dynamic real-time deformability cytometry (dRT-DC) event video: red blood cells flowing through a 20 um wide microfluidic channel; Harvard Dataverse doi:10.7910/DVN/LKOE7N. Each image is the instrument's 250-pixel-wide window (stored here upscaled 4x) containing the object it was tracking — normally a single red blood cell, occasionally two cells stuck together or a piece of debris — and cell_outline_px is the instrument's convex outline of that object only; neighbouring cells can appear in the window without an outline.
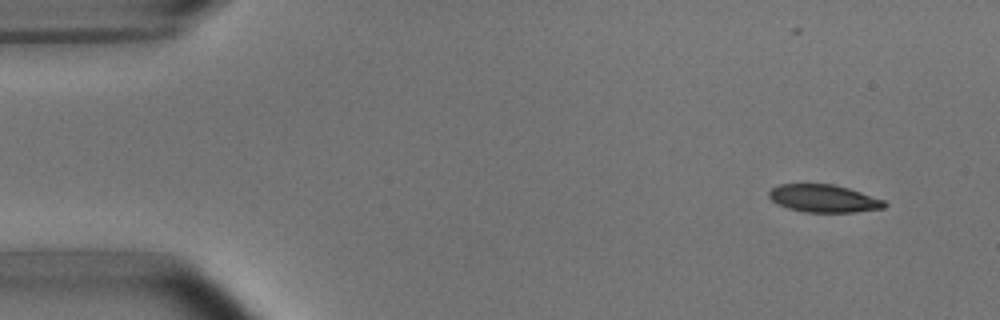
{"species": "common noctule bat (a hibernating species)", "species_latin": "Nyctalus noctula", "temperature_condition": "room temperature", "stored_images_in_passage": 4, "camera_frame_rate_fps": 3000, "um_per_image_px": 0.085, "animal": {"sex": "male", "body_mass_g": 15.6}, "frame": {"image": 1, "passage_image": 1, "time_ms": 0.0, "image_size_px": [1000, 320], "cell_outline_px": [[888, 204], [884, 208], [856, 212], [804, 212], [788, 208], [776, 204], [768, 196], [768, 192], [772, 188], [780, 184], [832, 184], [848, 188], [884, 200]], "centroid_in_image_um": [70.0, 16.87], "position_along_channel_um": 15.0, "area_um2": 18.61}}
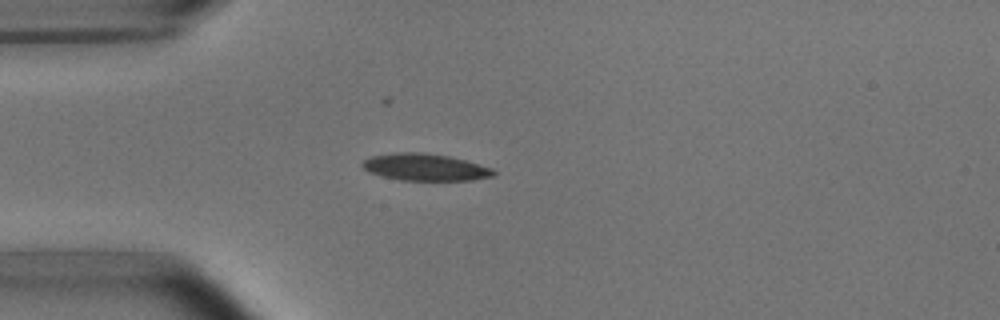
{"frame": {"image": 2, "passage_image": 4, "time_ms": 3.333, "image_size_px": [1000, 320], "cell_outline_px": [[496, 176], [472, 180], [400, 180], [368, 172], [360, 164], [364, 160], [372, 156], [396, 152], [424, 152], [448, 156], [464, 160], [492, 168], [496, 172]], "centroid_in_image_um": [36.14, 14.21], "position_along_channel_um": 48.9, "area_um2": 20.58}}